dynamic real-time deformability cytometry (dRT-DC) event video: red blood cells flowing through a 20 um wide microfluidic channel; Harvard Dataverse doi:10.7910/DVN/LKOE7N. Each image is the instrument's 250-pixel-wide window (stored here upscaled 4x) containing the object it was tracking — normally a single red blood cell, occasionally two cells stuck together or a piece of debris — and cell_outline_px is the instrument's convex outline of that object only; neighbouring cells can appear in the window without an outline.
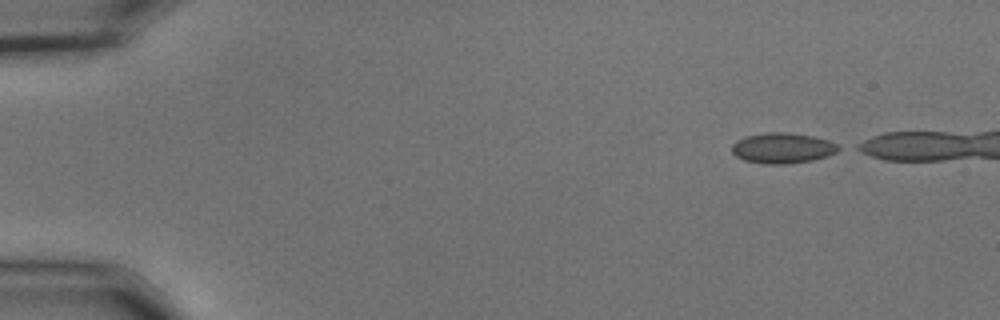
{"species": "common noctule bat (a hibernating species)", "species_latin": "Nyctalus noctula", "temperature_condition": "cold", "stored_images_in_passage": 41, "camera_frame_rate_fps": 3000, "um_per_image_px": 0.085, "animal": {"sex": "male", "body_mass_g": 15.6}, "frame": {"image": 1, "passage_image": 1, "time_ms": 0.0, "image_size_px": [1000, 320], "cell_outline_px": [[844, 148], [828, 156], [812, 160], [784, 164], [764, 164], [744, 160], [736, 156], [732, 152], [732, 144], [736, 140], [744, 136], [764, 132], [788, 132], [812, 136], [828, 140]], "centroid_in_image_um": [66.51, 12.58], "position_along_channel_um": 18.5, "area_um2": 19.13}}
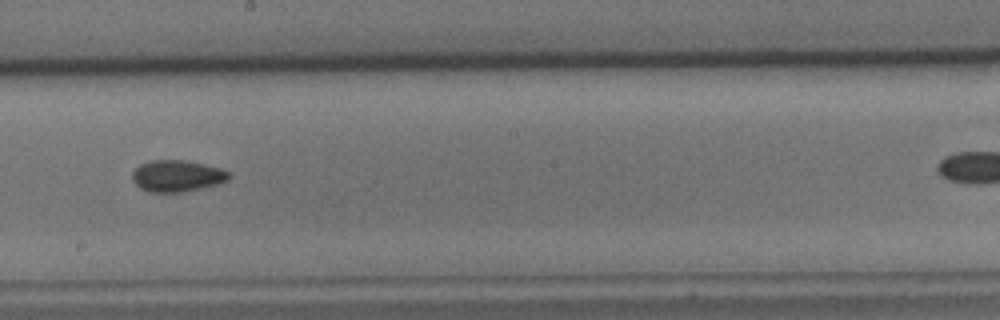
{"frame": {"image": 2, "passage_image": 27, "time_ms": 8.667, "image_size_px": [1000, 320], "cell_outline_px": [[232, 176], [228, 180], [216, 184], [200, 188], [180, 192], [152, 192], [140, 188], [132, 180], [132, 172], [140, 164], [152, 160], [188, 160], [220, 168], [228, 172]], "centroid_in_image_um": [15.04, 14.94], "position_along_channel_um": 233.2, "area_um2": 17.69}}
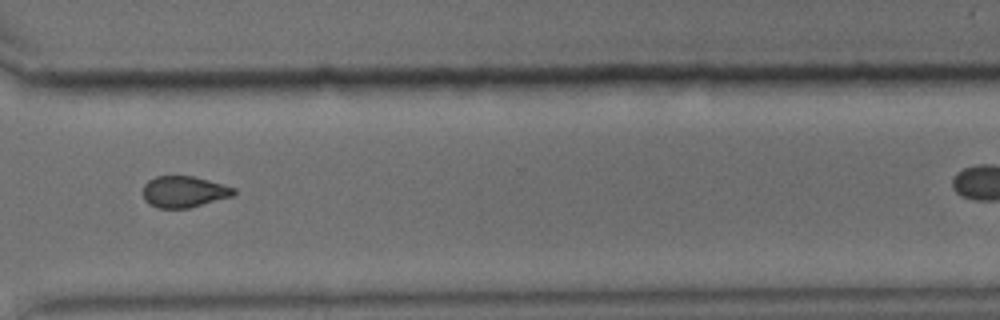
{"frame": {"image": 3, "passage_image": 37, "time_ms": 12.0, "image_size_px": [1000, 320], "cell_outline_px": [[236, 192], [232, 196], [188, 208], [156, 208], [148, 204], [144, 200], [144, 184], [148, 180], [156, 176], [192, 176], [208, 180], [236, 188]], "centroid_in_image_um": [15.62, 16.3], "position_along_channel_um": 355.0, "area_um2": 16.53}}